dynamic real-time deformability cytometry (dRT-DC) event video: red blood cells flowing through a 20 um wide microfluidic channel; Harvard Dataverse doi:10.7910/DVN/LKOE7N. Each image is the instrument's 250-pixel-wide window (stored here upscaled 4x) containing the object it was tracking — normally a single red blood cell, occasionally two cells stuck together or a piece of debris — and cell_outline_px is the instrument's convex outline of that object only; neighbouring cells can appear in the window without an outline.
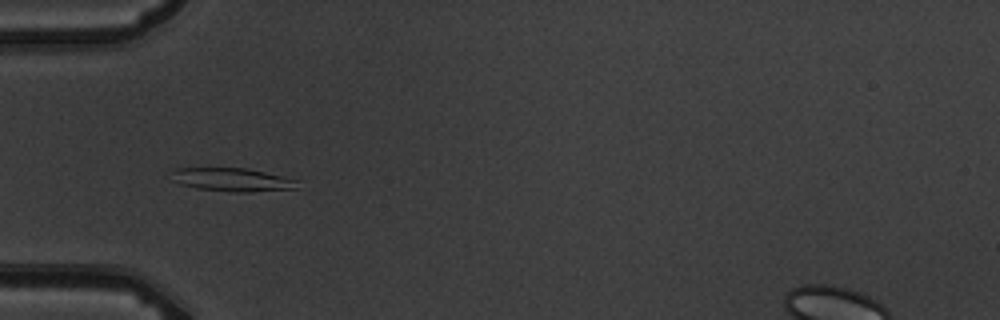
{"species": "common noctule bat (a hibernating species)", "species_latin": "Nyctalus noctula", "temperature_condition": "warm", "stored_images_in_passage": 6, "camera_frame_rate_fps": 3000, "um_per_image_px": 0.085, "animal": {"sex": "male", "body_mass_g": 19.5, "forearm_length_mm": 54.6}, "frame": {"image": 1, "passage_image": 4, "time_ms": 4.333, "image_size_px": [1000, 320], "cell_outline_px": [[300, 180], [296, 188], [248, 192], [232, 192], [196, 188], [180, 184], [172, 180], [176, 168], [244, 168], [264, 172]], "centroid_in_image_um": [19.76, 15.28], "position_along_channel_um": 65.2, "area_um2": 16.94}}
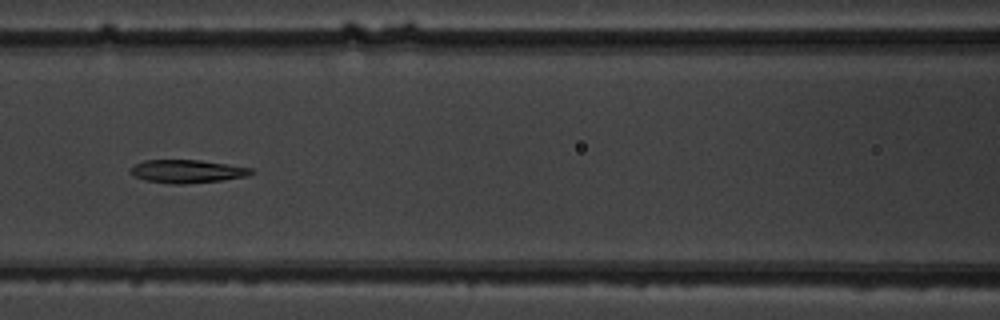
{"frame": {"image": 2, "passage_image": 6, "time_ms": 6.667, "image_size_px": [1000, 320], "cell_outline_px": [[256, 172], [248, 176], [220, 180], [184, 184], [172, 184], [144, 180], [132, 176], [128, 172], [136, 164], [144, 160], [200, 160], [252, 168]], "centroid_in_image_um": [15.89, 14.57], "position_along_channel_um": 150.7, "area_um2": 16.3}}